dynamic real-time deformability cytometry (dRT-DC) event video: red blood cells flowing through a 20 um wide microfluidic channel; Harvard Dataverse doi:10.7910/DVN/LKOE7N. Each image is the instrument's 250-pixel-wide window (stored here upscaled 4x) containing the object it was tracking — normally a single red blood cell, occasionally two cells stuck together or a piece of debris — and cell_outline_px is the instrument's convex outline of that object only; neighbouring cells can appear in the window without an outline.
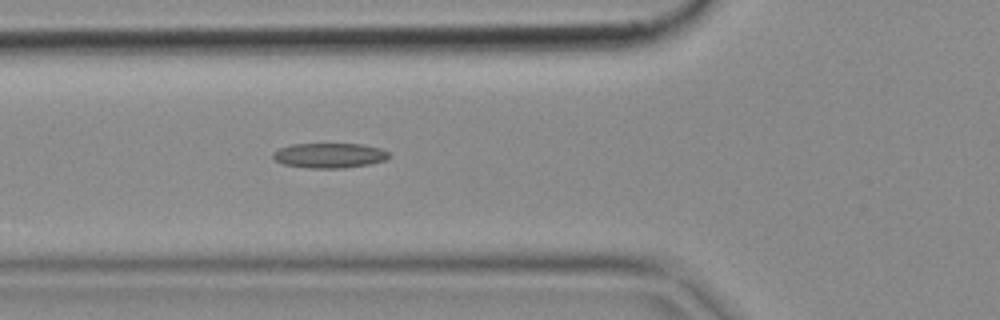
{"species": "common noctule bat (a hibernating species)", "species_latin": "Nyctalus noctula", "temperature_condition": "cold", "stored_images_in_passage": 4, "camera_frame_rate_fps": 3000, "um_per_image_px": 0.085, "animal": {"sex": "female", "body_mass_g": 18.4}, "frame": {"image": 1, "passage_image": 4, "time_ms": 1.0, "image_size_px": [1000, 320], "cell_outline_px": [[392, 156], [384, 160], [368, 164], [344, 168], [308, 168], [284, 164], [276, 160], [272, 156], [272, 152], [280, 148], [292, 144], [360, 144], [380, 148], [388, 152]], "centroid_in_image_um": [28.0, 13.21], "position_along_channel_um": 97.8, "area_um2": 16.76}}